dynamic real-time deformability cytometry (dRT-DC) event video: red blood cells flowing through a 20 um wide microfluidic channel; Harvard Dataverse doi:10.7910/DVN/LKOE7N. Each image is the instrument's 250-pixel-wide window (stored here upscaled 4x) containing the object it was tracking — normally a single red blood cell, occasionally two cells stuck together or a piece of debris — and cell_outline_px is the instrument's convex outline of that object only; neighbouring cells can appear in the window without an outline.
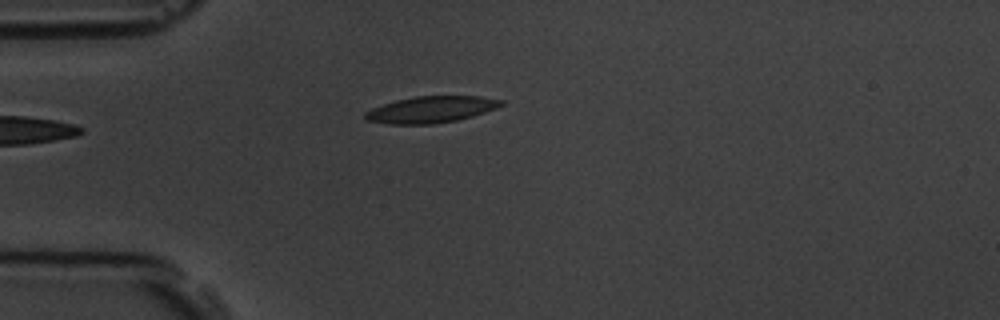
{"species": "common noctule bat (a hibernating species)", "species_latin": "Nyctalus noctula", "temperature_condition": "room temperature", "stored_images_in_passage": 4, "camera_frame_rate_fps": 3000, "um_per_image_px": 0.085, "animal": {"sex": "male", "body_mass_g": 19.5, "forearm_length_mm": 54.6}, "frame": {"image": 1, "passage_image": 4, "time_ms": 4.333, "image_size_px": [1000, 320], "cell_outline_px": [[504, 104], [496, 108], [472, 116], [456, 120], [432, 124], [388, 124], [364, 120], [364, 112], [372, 108], [396, 100], [416, 96], [480, 96], [504, 100]], "centroid_in_image_um": [36.62, 9.31], "position_along_channel_um": 48.4, "area_um2": 20.98}}